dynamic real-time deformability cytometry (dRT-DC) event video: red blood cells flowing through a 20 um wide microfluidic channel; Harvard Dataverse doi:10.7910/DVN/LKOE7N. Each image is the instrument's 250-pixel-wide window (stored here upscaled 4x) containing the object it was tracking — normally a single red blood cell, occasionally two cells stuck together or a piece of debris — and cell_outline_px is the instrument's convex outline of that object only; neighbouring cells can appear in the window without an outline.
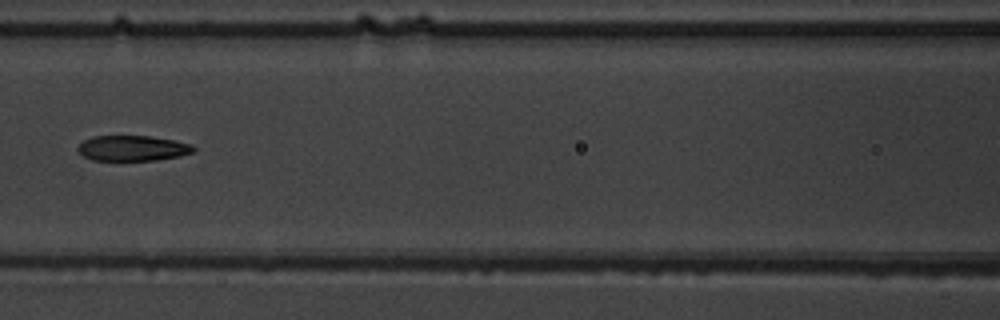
{"species": "common noctule bat (a hibernating species)", "species_latin": "Nyctalus noctula", "temperature_condition": "warm", "stored_images_in_passage": 4, "camera_frame_rate_fps": 3000, "um_per_image_px": 0.085, "animal": {"sex": "male", "body_mass_g": 19.5, "forearm_length_mm": 54.6}, "frame": {"image": 1, "passage_image": 4, "time_ms": 3.667, "image_size_px": [1000, 320], "cell_outline_px": [[196, 152], [180, 156], [156, 160], [92, 160], [84, 156], [76, 148], [84, 140], [92, 136], [148, 136], [172, 140], [192, 144], [196, 148]], "centroid_in_image_um": [11.3, 12.6], "position_along_channel_um": 155.3, "area_um2": 17.11}}